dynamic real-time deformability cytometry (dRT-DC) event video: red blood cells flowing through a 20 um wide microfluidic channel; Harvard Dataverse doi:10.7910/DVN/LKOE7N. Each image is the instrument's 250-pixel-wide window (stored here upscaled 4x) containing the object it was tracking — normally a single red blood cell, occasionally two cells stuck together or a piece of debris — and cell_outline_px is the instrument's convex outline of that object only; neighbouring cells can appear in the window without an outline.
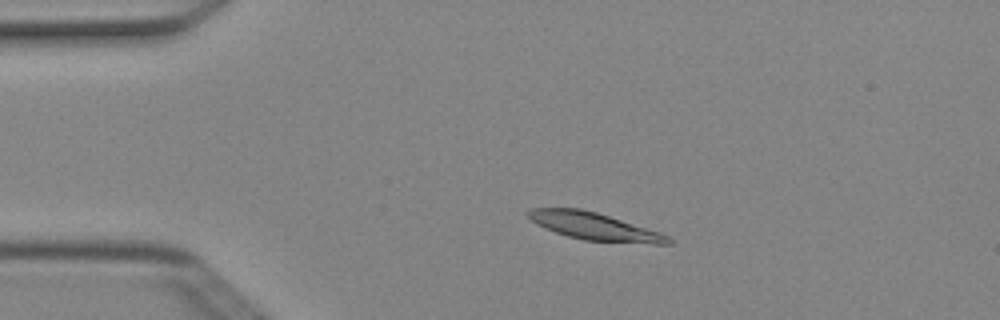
{"species": "Egyptian fruit bat (a non-hibernating species)", "species_latin": "Rousettus aegyptiacus", "temperature_condition": "cold", "stored_images_in_passage": 4, "camera_frame_rate_fps": 3000, "um_per_image_px": 0.085, "animal": {"sex": "female"}, "frame": {"image": 1, "passage_image": 3, "time_ms": 0.667, "image_size_px": [1000, 320], "cell_outline_px": [[672, 244], [652, 244], [584, 240], [568, 236], [556, 232], [536, 224], [528, 216], [528, 208], [580, 208], [596, 212], [660, 232], [668, 236], [672, 240]], "centroid_in_image_um": [50.54, 19.24], "position_along_channel_um": 34.5, "area_um2": 22.14}}